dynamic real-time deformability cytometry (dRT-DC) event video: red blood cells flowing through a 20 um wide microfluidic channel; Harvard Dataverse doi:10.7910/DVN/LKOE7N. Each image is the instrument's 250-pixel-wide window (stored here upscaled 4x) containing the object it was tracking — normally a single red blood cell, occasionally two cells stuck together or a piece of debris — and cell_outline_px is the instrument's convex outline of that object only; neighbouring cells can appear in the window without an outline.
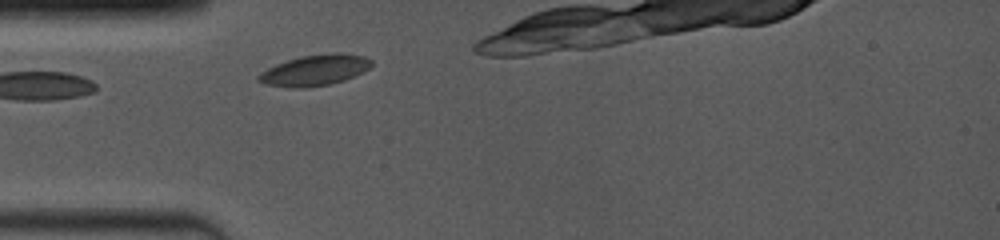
{"species": "common noctule bat (a hibernating species)", "species_latin": "Nyctalus noctula", "temperature_condition": "room temperature", "stored_images_in_passage": 2, "camera_frame_rate_fps": 4000, "um_per_image_px": 0.085, "animal": {"sex": "female", "body_mass_g": 19.0, "forearm_length_mm": 53.3}, "frame": {"image": 1, "passage_image": 2, "time_ms": 0.75, "image_size_px": [1000, 240], "cell_outline_px": [[372, 64], [364, 72], [344, 80], [328, 84], [304, 88], [296, 88], [268, 84], [256, 80], [256, 76], [260, 72], [276, 64], [300, 56], [336, 52], [344, 52], [364, 56], [372, 60]], "centroid_in_image_um": [26.78, 5.95], "position_along_channel_um": 58.2, "area_um2": 20.29}}